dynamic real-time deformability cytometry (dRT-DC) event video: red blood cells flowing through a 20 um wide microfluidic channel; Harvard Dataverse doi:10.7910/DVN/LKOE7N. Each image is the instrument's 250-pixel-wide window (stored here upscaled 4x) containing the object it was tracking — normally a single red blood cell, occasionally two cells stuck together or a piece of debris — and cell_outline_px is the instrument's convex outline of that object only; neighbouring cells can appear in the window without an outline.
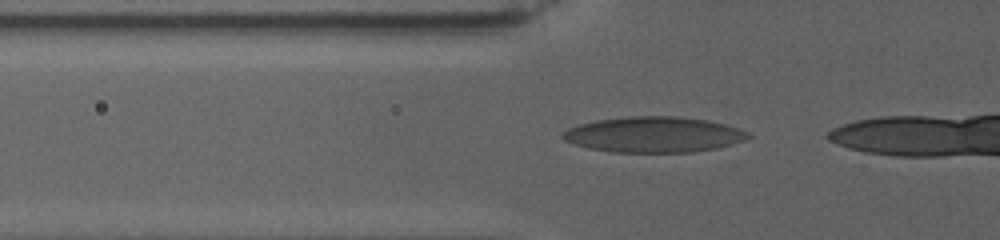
{"species": "human", "species_latin": "Homo sapiens", "temperature_condition": "warm", "stored_images_in_passage": 14, "camera_frame_rate_fps": 3000, "um_per_image_px": 0.085, "donor": {"sex": "female"}, "frame": {"image": 1, "passage_image": 12, "time_ms": 7.0, "image_size_px": [1000, 240], "cell_outline_px": [[752, 136], [744, 140], [732, 144], [716, 148], [692, 152], [612, 152], [588, 148], [572, 144], [564, 140], [560, 136], [568, 128], [580, 124], [596, 120], [628, 116], [676, 116], [708, 120], [724, 124], [748, 132]], "centroid_in_image_um": [55.54, 11.44], "position_along_channel_um": 70.3, "area_um2": 38.49}}